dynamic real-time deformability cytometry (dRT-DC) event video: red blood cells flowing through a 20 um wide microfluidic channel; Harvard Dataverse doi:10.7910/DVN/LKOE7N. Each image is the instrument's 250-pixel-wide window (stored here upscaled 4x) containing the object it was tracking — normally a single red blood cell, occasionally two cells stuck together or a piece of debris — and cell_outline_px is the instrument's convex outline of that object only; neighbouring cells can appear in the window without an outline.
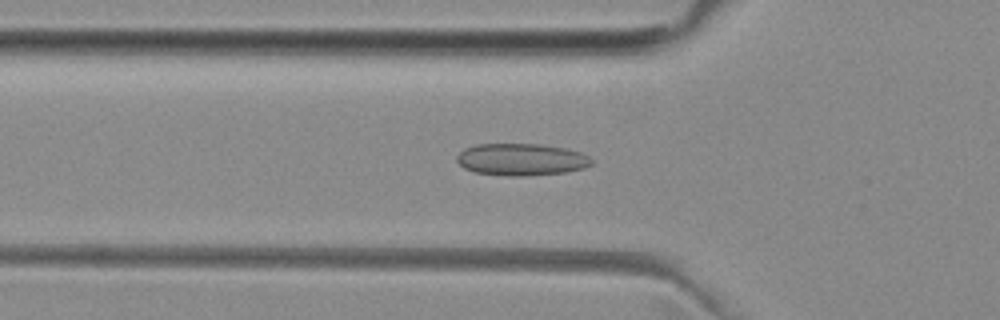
{"species": "common noctule bat (a hibernating species)", "species_latin": "Nyctalus noctula", "temperature_condition": "room temperature", "stored_images_in_passage": 44, "camera_frame_rate_fps": 3000, "um_per_image_px": 0.085, "animal": {"sex": "female", "body_mass_g": 29.2, "forearm_length_mm": 56.3}, "frame": {"image": 1, "passage_image": 16, "time_ms": 5.0, "image_size_px": [1000, 320], "cell_outline_px": [[592, 164], [584, 168], [564, 172], [524, 176], [508, 176], [472, 172], [464, 168], [456, 160], [456, 156], [464, 148], [476, 144], [536, 144], [564, 148], [580, 152], [588, 156], [592, 160]], "centroid_in_image_um": [44.27, 13.56], "position_along_channel_um": 81.5, "area_um2": 25.14}}
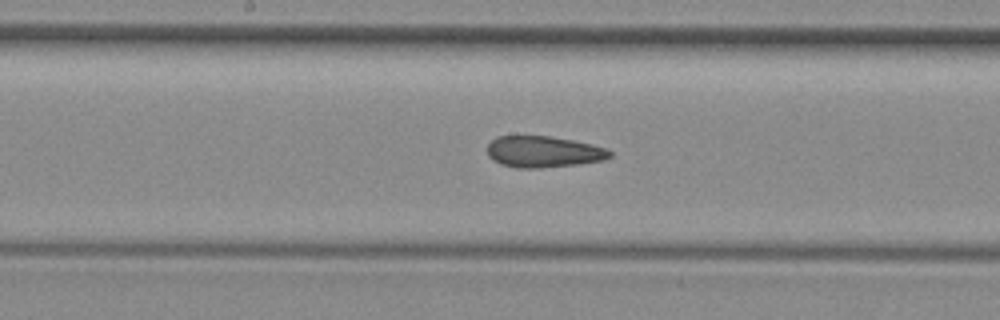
{"frame": {"image": 2, "passage_image": 25, "time_ms": 8.0, "image_size_px": [1000, 320], "cell_outline_px": [[612, 156], [604, 160], [576, 164], [540, 168], [516, 168], [500, 164], [492, 160], [488, 156], [488, 144], [496, 136], [552, 136], [592, 144], [608, 148], [612, 152]], "centroid_in_image_um": [46.2, 12.9], "position_along_channel_um": 202.0, "area_um2": 22.54}}
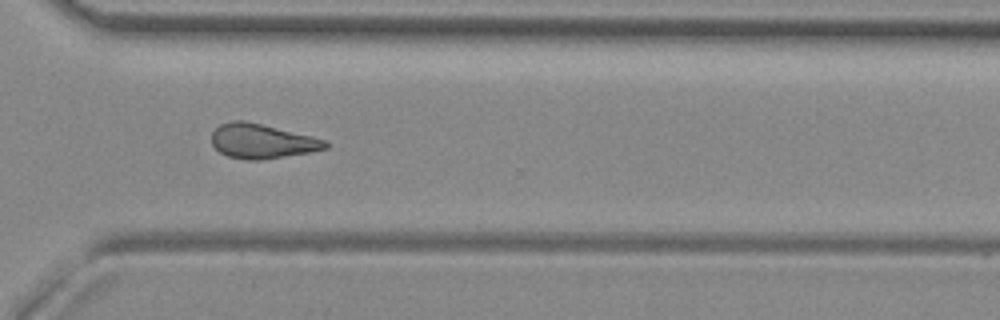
{"frame": {"image": 3, "passage_image": 36, "time_ms": 11.667, "image_size_px": [1000, 320], "cell_outline_px": [[332, 144], [328, 148], [308, 152], [260, 160], [248, 160], [228, 156], [220, 152], [212, 144], [212, 132], [220, 124], [232, 120], [244, 120], [312, 136], [328, 140]], "centroid_in_image_um": [22.29, 11.99], "position_along_channel_um": 348.3, "area_um2": 22.83}, "authors_computed_cell_mechanics": {"area_um2": 23.3223, "velocity_mm_per_s": 3.9962, "shape_relaxation_time_tau1_ms": null, "shape_relaxation_time_tau2_ms": 3.0799, "deformation_change_tau1": null, "deformation_change_tau2": 0.1022}}